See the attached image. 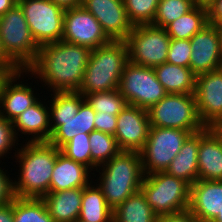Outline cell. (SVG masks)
Masks as SVG:
<instances>
[{
	"label": "cell",
	"mask_w": 222,
	"mask_h": 222,
	"mask_svg": "<svg viewBox=\"0 0 222 222\" xmlns=\"http://www.w3.org/2000/svg\"><path fill=\"white\" fill-rule=\"evenodd\" d=\"M19 69L15 65L0 64V95L4 82L11 76L12 73Z\"/></svg>",
	"instance_id": "obj_43"
},
{
	"label": "cell",
	"mask_w": 222,
	"mask_h": 222,
	"mask_svg": "<svg viewBox=\"0 0 222 222\" xmlns=\"http://www.w3.org/2000/svg\"><path fill=\"white\" fill-rule=\"evenodd\" d=\"M13 217L14 222H55L42 198L15 197Z\"/></svg>",
	"instance_id": "obj_29"
},
{
	"label": "cell",
	"mask_w": 222,
	"mask_h": 222,
	"mask_svg": "<svg viewBox=\"0 0 222 222\" xmlns=\"http://www.w3.org/2000/svg\"><path fill=\"white\" fill-rule=\"evenodd\" d=\"M35 42L41 46L60 41L65 9L51 0H18Z\"/></svg>",
	"instance_id": "obj_11"
},
{
	"label": "cell",
	"mask_w": 222,
	"mask_h": 222,
	"mask_svg": "<svg viewBox=\"0 0 222 222\" xmlns=\"http://www.w3.org/2000/svg\"><path fill=\"white\" fill-rule=\"evenodd\" d=\"M207 9L209 24L222 23V0H211L207 4Z\"/></svg>",
	"instance_id": "obj_41"
},
{
	"label": "cell",
	"mask_w": 222,
	"mask_h": 222,
	"mask_svg": "<svg viewBox=\"0 0 222 222\" xmlns=\"http://www.w3.org/2000/svg\"><path fill=\"white\" fill-rule=\"evenodd\" d=\"M81 5L98 20L111 40H125L134 27L123 0H81Z\"/></svg>",
	"instance_id": "obj_16"
},
{
	"label": "cell",
	"mask_w": 222,
	"mask_h": 222,
	"mask_svg": "<svg viewBox=\"0 0 222 222\" xmlns=\"http://www.w3.org/2000/svg\"><path fill=\"white\" fill-rule=\"evenodd\" d=\"M96 112L84 100L77 114L69 119H50L51 137L48 142L58 149L77 134H89L95 130Z\"/></svg>",
	"instance_id": "obj_20"
},
{
	"label": "cell",
	"mask_w": 222,
	"mask_h": 222,
	"mask_svg": "<svg viewBox=\"0 0 222 222\" xmlns=\"http://www.w3.org/2000/svg\"><path fill=\"white\" fill-rule=\"evenodd\" d=\"M129 62L125 40H111L92 49L89 62L77 90L83 96L119 89L121 75Z\"/></svg>",
	"instance_id": "obj_4"
},
{
	"label": "cell",
	"mask_w": 222,
	"mask_h": 222,
	"mask_svg": "<svg viewBox=\"0 0 222 222\" xmlns=\"http://www.w3.org/2000/svg\"><path fill=\"white\" fill-rule=\"evenodd\" d=\"M155 222H202L189 209L183 212L158 215Z\"/></svg>",
	"instance_id": "obj_40"
},
{
	"label": "cell",
	"mask_w": 222,
	"mask_h": 222,
	"mask_svg": "<svg viewBox=\"0 0 222 222\" xmlns=\"http://www.w3.org/2000/svg\"><path fill=\"white\" fill-rule=\"evenodd\" d=\"M0 64L14 65L4 54V50L2 48V43H1V38H0Z\"/></svg>",
	"instance_id": "obj_46"
},
{
	"label": "cell",
	"mask_w": 222,
	"mask_h": 222,
	"mask_svg": "<svg viewBox=\"0 0 222 222\" xmlns=\"http://www.w3.org/2000/svg\"><path fill=\"white\" fill-rule=\"evenodd\" d=\"M92 49L63 40L39 47L33 64L25 70L39 78L52 92L77 91L82 83ZM36 76V77H35Z\"/></svg>",
	"instance_id": "obj_1"
},
{
	"label": "cell",
	"mask_w": 222,
	"mask_h": 222,
	"mask_svg": "<svg viewBox=\"0 0 222 222\" xmlns=\"http://www.w3.org/2000/svg\"><path fill=\"white\" fill-rule=\"evenodd\" d=\"M0 167V205L11 202L15 198L13 181Z\"/></svg>",
	"instance_id": "obj_39"
},
{
	"label": "cell",
	"mask_w": 222,
	"mask_h": 222,
	"mask_svg": "<svg viewBox=\"0 0 222 222\" xmlns=\"http://www.w3.org/2000/svg\"><path fill=\"white\" fill-rule=\"evenodd\" d=\"M119 91L127 105L148 110L167 93L158 81L154 68L128 62L121 75Z\"/></svg>",
	"instance_id": "obj_10"
},
{
	"label": "cell",
	"mask_w": 222,
	"mask_h": 222,
	"mask_svg": "<svg viewBox=\"0 0 222 222\" xmlns=\"http://www.w3.org/2000/svg\"><path fill=\"white\" fill-rule=\"evenodd\" d=\"M23 73H25V70H18L12 73L4 82L1 90L0 116L9 121H13L24 110L40 100L35 96L36 94H34L32 87L27 86L29 84L25 85L22 81L17 83L16 80H19L21 75H24Z\"/></svg>",
	"instance_id": "obj_18"
},
{
	"label": "cell",
	"mask_w": 222,
	"mask_h": 222,
	"mask_svg": "<svg viewBox=\"0 0 222 222\" xmlns=\"http://www.w3.org/2000/svg\"><path fill=\"white\" fill-rule=\"evenodd\" d=\"M53 95V96H52ZM49 103L50 119H69L80 109L84 96L77 91L53 92Z\"/></svg>",
	"instance_id": "obj_31"
},
{
	"label": "cell",
	"mask_w": 222,
	"mask_h": 222,
	"mask_svg": "<svg viewBox=\"0 0 222 222\" xmlns=\"http://www.w3.org/2000/svg\"><path fill=\"white\" fill-rule=\"evenodd\" d=\"M149 130L148 111L126 105L117 115L114 137L121 151L140 152L147 141Z\"/></svg>",
	"instance_id": "obj_13"
},
{
	"label": "cell",
	"mask_w": 222,
	"mask_h": 222,
	"mask_svg": "<svg viewBox=\"0 0 222 222\" xmlns=\"http://www.w3.org/2000/svg\"><path fill=\"white\" fill-rule=\"evenodd\" d=\"M140 190L157 216L189 209L190 185L166 172L144 175Z\"/></svg>",
	"instance_id": "obj_6"
},
{
	"label": "cell",
	"mask_w": 222,
	"mask_h": 222,
	"mask_svg": "<svg viewBox=\"0 0 222 222\" xmlns=\"http://www.w3.org/2000/svg\"><path fill=\"white\" fill-rule=\"evenodd\" d=\"M90 183L83 187L79 220L84 222H113V210L108 206L101 188ZM96 186V187H95Z\"/></svg>",
	"instance_id": "obj_26"
},
{
	"label": "cell",
	"mask_w": 222,
	"mask_h": 222,
	"mask_svg": "<svg viewBox=\"0 0 222 222\" xmlns=\"http://www.w3.org/2000/svg\"><path fill=\"white\" fill-rule=\"evenodd\" d=\"M198 180H222V139L212 129L199 131Z\"/></svg>",
	"instance_id": "obj_19"
},
{
	"label": "cell",
	"mask_w": 222,
	"mask_h": 222,
	"mask_svg": "<svg viewBox=\"0 0 222 222\" xmlns=\"http://www.w3.org/2000/svg\"><path fill=\"white\" fill-rule=\"evenodd\" d=\"M189 210L202 222H212L222 212V180H197L192 184Z\"/></svg>",
	"instance_id": "obj_17"
},
{
	"label": "cell",
	"mask_w": 222,
	"mask_h": 222,
	"mask_svg": "<svg viewBox=\"0 0 222 222\" xmlns=\"http://www.w3.org/2000/svg\"><path fill=\"white\" fill-rule=\"evenodd\" d=\"M0 38L5 56L19 69L27 70L37 57L35 42L19 4L0 16Z\"/></svg>",
	"instance_id": "obj_5"
},
{
	"label": "cell",
	"mask_w": 222,
	"mask_h": 222,
	"mask_svg": "<svg viewBox=\"0 0 222 222\" xmlns=\"http://www.w3.org/2000/svg\"><path fill=\"white\" fill-rule=\"evenodd\" d=\"M194 0H160L151 25L165 28L168 24L192 10Z\"/></svg>",
	"instance_id": "obj_32"
},
{
	"label": "cell",
	"mask_w": 222,
	"mask_h": 222,
	"mask_svg": "<svg viewBox=\"0 0 222 222\" xmlns=\"http://www.w3.org/2000/svg\"><path fill=\"white\" fill-rule=\"evenodd\" d=\"M147 111L152 127L182 129L191 134L206 128L200 120L194 94H167Z\"/></svg>",
	"instance_id": "obj_7"
},
{
	"label": "cell",
	"mask_w": 222,
	"mask_h": 222,
	"mask_svg": "<svg viewBox=\"0 0 222 222\" xmlns=\"http://www.w3.org/2000/svg\"><path fill=\"white\" fill-rule=\"evenodd\" d=\"M59 152L60 149L49 142L29 141L21 149L15 150L16 162L20 164L18 181H13L15 197L42 198L49 193Z\"/></svg>",
	"instance_id": "obj_2"
},
{
	"label": "cell",
	"mask_w": 222,
	"mask_h": 222,
	"mask_svg": "<svg viewBox=\"0 0 222 222\" xmlns=\"http://www.w3.org/2000/svg\"><path fill=\"white\" fill-rule=\"evenodd\" d=\"M156 216L139 190L113 211V222H155Z\"/></svg>",
	"instance_id": "obj_28"
},
{
	"label": "cell",
	"mask_w": 222,
	"mask_h": 222,
	"mask_svg": "<svg viewBox=\"0 0 222 222\" xmlns=\"http://www.w3.org/2000/svg\"><path fill=\"white\" fill-rule=\"evenodd\" d=\"M216 27V30L218 32L219 35V42H220V50L222 53V23H218V24H213Z\"/></svg>",
	"instance_id": "obj_48"
},
{
	"label": "cell",
	"mask_w": 222,
	"mask_h": 222,
	"mask_svg": "<svg viewBox=\"0 0 222 222\" xmlns=\"http://www.w3.org/2000/svg\"><path fill=\"white\" fill-rule=\"evenodd\" d=\"M197 4L207 5L211 0H194Z\"/></svg>",
	"instance_id": "obj_49"
},
{
	"label": "cell",
	"mask_w": 222,
	"mask_h": 222,
	"mask_svg": "<svg viewBox=\"0 0 222 222\" xmlns=\"http://www.w3.org/2000/svg\"><path fill=\"white\" fill-rule=\"evenodd\" d=\"M116 122L117 115L96 112L94 119L95 130L114 135L116 130Z\"/></svg>",
	"instance_id": "obj_38"
},
{
	"label": "cell",
	"mask_w": 222,
	"mask_h": 222,
	"mask_svg": "<svg viewBox=\"0 0 222 222\" xmlns=\"http://www.w3.org/2000/svg\"><path fill=\"white\" fill-rule=\"evenodd\" d=\"M98 168L101 175L97 185L113 211L140 190L145 175L141 154L137 151H120Z\"/></svg>",
	"instance_id": "obj_3"
},
{
	"label": "cell",
	"mask_w": 222,
	"mask_h": 222,
	"mask_svg": "<svg viewBox=\"0 0 222 222\" xmlns=\"http://www.w3.org/2000/svg\"><path fill=\"white\" fill-rule=\"evenodd\" d=\"M0 222H14L13 200L6 204L0 205Z\"/></svg>",
	"instance_id": "obj_42"
},
{
	"label": "cell",
	"mask_w": 222,
	"mask_h": 222,
	"mask_svg": "<svg viewBox=\"0 0 222 222\" xmlns=\"http://www.w3.org/2000/svg\"><path fill=\"white\" fill-rule=\"evenodd\" d=\"M84 98L95 112H104L106 114L118 115L127 105L119 89L90 93Z\"/></svg>",
	"instance_id": "obj_33"
},
{
	"label": "cell",
	"mask_w": 222,
	"mask_h": 222,
	"mask_svg": "<svg viewBox=\"0 0 222 222\" xmlns=\"http://www.w3.org/2000/svg\"><path fill=\"white\" fill-rule=\"evenodd\" d=\"M212 129L220 136L222 139V119H220L213 127Z\"/></svg>",
	"instance_id": "obj_47"
},
{
	"label": "cell",
	"mask_w": 222,
	"mask_h": 222,
	"mask_svg": "<svg viewBox=\"0 0 222 222\" xmlns=\"http://www.w3.org/2000/svg\"><path fill=\"white\" fill-rule=\"evenodd\" d=\"M170 40L164 28L151 24L135 25L125 39L129 62L152 68L165 63Z\"/></svg>",
	"instance_id": "obj_8"
},
{
	"label": "cell",
	"mask_w": 222,
	"mask_h": 222,
	"mask_svg": "<svg viewBox=\"0 0 222 222\" xmlns=\"http://www.w3.org/2000/svg\"><path fill=\"white\" fill-rule=\"evenodd\" d=\"M18 0H0V16L4 15L9 9H12Z\"/></svg>",
	"instance_id": "obj_45"
},
{
	"label": "cell",
	"mask_w": 222,
	"mask_h": 222,
	"mask_svg": "<svg viewBox=\"0 0 222 222\" xmlns=\"http://www.w3.org/2000/svg\"><path fill=\"white\" fill-rule=\"evenodd\" d=\"M61 40L91 49L111 41L98 20L82 5L65 9Z\"/></svg>",
	"instance_id": "obj_12"
},
{
	"label": "cell",
	"mask_w": 222,
	"mask_h": 222,
	"mask_svg": "<svg viewBox=\"0 0 222 222\" xmlns=\"http://www.w3.org/2000/svg\"><path fill=\"white\" fill-rule=\"evenodd\" d=\"M199 131L190 134L165 172L187 182L190 186L198 180Z\"/></svg>",
	"instance_id": "obj_23"
},
{
	"label": "cell",
	"mask_w": 222,
	"mask_h": 222,
	"mask_svg": "<svg viewBox=\"0 0 222 222\" xmlns=\"http://www.w3.org/2000/svg\"><path fill=\"white\" fill-rule=\"evenodd\" d=\"M83 188L49 192L42 197L55 222H75L79 219Z\"/></svg>",
	"instance_id": "obj_24"
},
{
	"label": "cell",
	"mask_w": 222,
	"mask_h": 222,
	"mask_svg": "<svg viewBox=\"0 0 222 222\" xmlns=\"http://www.w3.org/2000/svg\"><path fill=\"white\" fill-rule=\"evenodd\" d=\"M190 134L187 130L150 126L147 141L140 151L144 174L165 172Z\"/></svg>",
	"instance_id": "obj_9"
},
{
	"label": "cell",
	"mask_w": 222,
	"mask_h": 222,
	"mask_svg": "<svg viewBox=\"0 0 222 222\" xmlns=\"http://www.w3.org/2000/svg\"><path fill=\"white\" fill-rule=\"evenodd\" d=\"M158 81L167 94H194L196 76L189 67L163 63L154 67Z\"/></svg>",
	"instance_id": "obj_25"
},
{
	"label": "cell",
	"mask_w": 222,
	"mask_h": 222,
	"mask_svg": "<svg viewBox=\"0 0 222 222\" xmlns=\"http://www.w3.org/2000/svg\"><path fill=\"white\" fill-rule=\"evenodd\" d=\"M12 123L17 136L19 132L32 135L29 142H48L51 137L49 107L41 100L24 110Z\"/></svg>",
	"instance_id": "obj_21"
},
{
	"label": "cell",
	"mask_w": 222,
	"mask_h": 222,
	"mask_svg": "<svg viewBox=\"0 0 222 222\" xmlns=\"http://www.w3.org/2000/svg\"><path fill=\"white\" fill-rule=\"evenodd\" d=\"M90 169L58 153L50 181L49 192H59L73 188H83L89 184Z\"/></svg>",
	"instance_id": "obj_22"
},
{
	"label": "cell",
	"mask_w": 222,
	"mask_h": 222,
	"mask_svg": "<svg viewBox=\"0 0 222 222\" xmlns=\"http://www.w3.org/2000/svg\"><path fill=\"white\" fill-rule=\"evenodd\" d=\"M190 39H171L167 54V63L189 67L191 58Z\"/></svg>",
	"instance_id": "obj_36"
},
{
	"label": "cell",
	"mask_w": 222,
	"mask_h": 222,
	"mask_svg": "<svg viewBox=\"0 0 222 222\" xmlns=\"http://www.w3.org/2000/svg\"><path fill=\"white\" fill-rule=\"evenodd\" d=\"M160 0H123L129 21L135 25L153 23Z\"/></svg>",
	"instance_id": "obj_34"
},
{
	"label": "cell",
	"mask_w": 222,
	"mask_h": 222,
	"mask_svg": "<svg viewBox=\"0 0 222 222\" xmlns=\"http://www.w3.org/2000/svg\"><path fill=\"white\" fill-rule=\"evenodd\" d=\"M17 139L12 121L0 116V158L9 154L13 146L16 148L15 143L19 142Z\"/></svg>",
	"instance_id": "obj_37"
},
{
	"label": "cell",
	"mask_w": 222,
	"mask_h": 222,
	"mask_svg": "<svg viewBox=\"0 0 222 222\" xmlns=\"http://www.w3.org/2000/svg\"><path fill=\"white\" fill-rule=\"evenodd\" d=\"M190 42L189 68L196 77L222 68L219 35L214 25L207 24L191 37Z\"/></svg>",
	"instance_id": "obj_15"
},
{
	"label": "cell",
	"mask_w": 222,
	"mask_h": 222,
	"mask_svg": "<svg viewBox=\"0 0 222 222\" xmlns=\"http://www.w3.org/2000/svg\"><path fill=\"white\" fill-rule=\"evenodd\" d=\"M208 23L207 5L197 4L192 10L177 18L164 29L171 39H191Z\"/></svg>",
	"instance_id": "obj_27"
},
{
	"label": "cell",
	"mask_w": 222,
	"mask_h": 222,
	"mask_svg": "<svg viewBox=\"0 0 222 222\" xmlns=\"http://www.w3.org/2000/svg\"><path fill=\"white\" fill-rule=\"evenodd\" d=\"M64 9L77 7L81 5V0H51Z\"/></svg>",
	"instance_id": "obj_44"
},
{
	"label": "cell",
	"mask_w": 222,
	"mask_h": 222,
	"mask_svg": "<svg viewBox=\"0 0 222 222\" xmlns=\"http://www.w3.org/2000/svg\"><path fill=\"white\" fill-rule=\"evenodd\" d=\"M194 95L201 122L213 127L222 119V68L197 76Z\"/></svg>",
	"instance_id": "obj_14"
},
{
	"label": "cell",
	"mask_w": 222,
	"mask_h": 222,
	"mask_svg": "<svg viewBox=\"0 0 222 222\" xmlns=\"http://www.w3.org/2000/svg\"><path fill=\"white\" fill-rule=\"evenodd\" d=\"M91 149V171L116 156L121 150L117 145L114 135L93 130L89 133Z\"/></svg>",
	"instance_id": "obj_30"
},
{
	"label": "cell",
	"mask_w": 222,
	"mask_h": 222,
	"mask_svg": "<svg viewBox=\"0 0 222 222\" xmlns=\"http://www.w3.org/2000/svg\"><path fill=\"white\" fill-rule=\"evenodd\" d=\"M212 222H222V212Z\"/></svg>",
	"instance_id": "obj_50"
},
{
	"label": "cell",
	"mask_w": 222,
	"mask_h": 222,
	"mask_svg": "<svg viewBox=\"0 0 222 222\" xmlns=\"http://www.w3.org/2000/svg\"><path fill=\"white\" fill-rule=\"evenodd\" d=\"M66 157L87 166L91 171V149L89 134H77L60 148Z\"/></svg>",
	"instance_id": "obj_35"
}]
</instances>
